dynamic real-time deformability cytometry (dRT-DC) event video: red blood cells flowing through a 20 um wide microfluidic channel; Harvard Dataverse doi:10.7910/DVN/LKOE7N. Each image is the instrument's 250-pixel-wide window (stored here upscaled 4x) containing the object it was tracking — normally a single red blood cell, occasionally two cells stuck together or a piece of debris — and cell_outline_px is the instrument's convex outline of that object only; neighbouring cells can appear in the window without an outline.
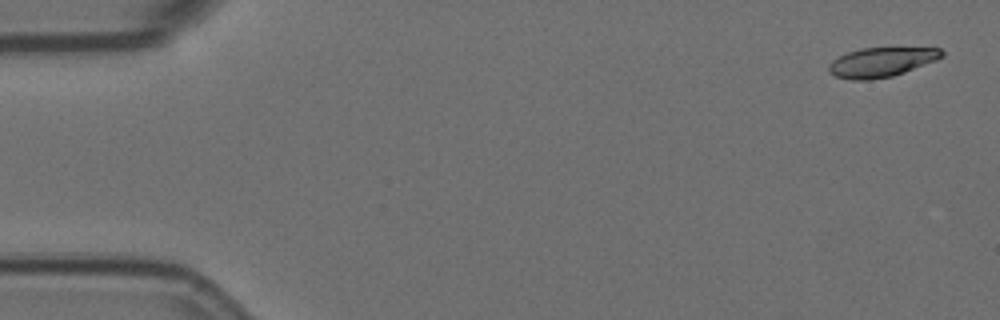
{"species": "Egyptian fruit bat (a non-hibernating species)", "species_latin": "Rousettus aegyptiacus", "temperature_condition": "room temperature", "stored_images_in_passage": 11, "camera_frame_rate_fps": 3000, "um_per_image_px": 0.085, "animal": {"sex": "female"}, "frame": {"image": 1, "passage_image": 1, "time_ms": 0.0, "image_size_px": [1000, 320], "cell_outline_px": [[944, 56], [936, 60], [904, 72], [892, 76], [872, 80], [852, 80], [836, 76], [828, 72], [828, 64], [832, 60], [848, 52], [860, 48], [940, 48], [944, 52]], "centroid_in_image_um": [74.9, 5.29], "position_along_channel_um": 10.1, "area_um2": 19.36}}
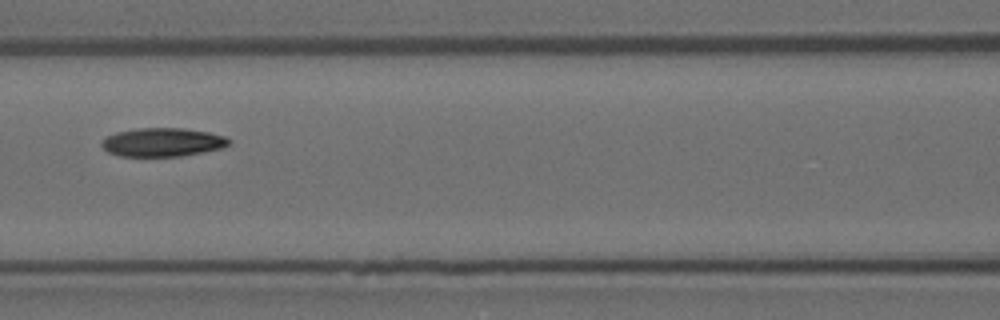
{"frame": {"image": 2, "passage_image": 7, "time_ms": 2.0, "image_size_px": [1000, 320], "cell_outline_px": [[232, 140], [224, 148], [180, 156], [120, 156], [108, 152], [100, 144], [100, 140], [104, 136], [116, 132], [136, 128], [184, 128], [208, 132], [224, 136]], "centroid_in_image_um": [13.78, 12.08], "position_along_channel_um": 152.8, "area_um2": 21.39}}
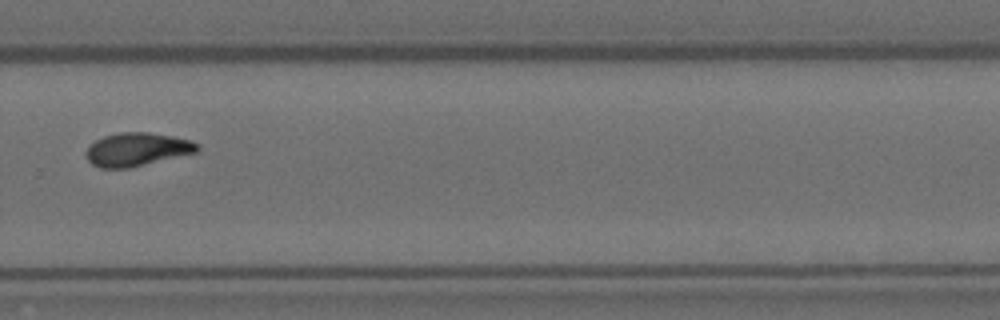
{"frame": {"image": 3, "passage_image": 11, "time_ms": 3.333, "image_size_px": [1000, 320], "cell_outline_px": [[200, 148], [196, 152], [128, 168], [100, 168], [92, 164], [88, 160], [84, 152], [96, 140], [104, 136], [120, 132], [148, 132], [172, 136], [188, 140], [196, 144]], "centroid_in_image_um": [11.6, 12.7], "position_along_channel_um": 318.2, "area_um2": 21.27}}